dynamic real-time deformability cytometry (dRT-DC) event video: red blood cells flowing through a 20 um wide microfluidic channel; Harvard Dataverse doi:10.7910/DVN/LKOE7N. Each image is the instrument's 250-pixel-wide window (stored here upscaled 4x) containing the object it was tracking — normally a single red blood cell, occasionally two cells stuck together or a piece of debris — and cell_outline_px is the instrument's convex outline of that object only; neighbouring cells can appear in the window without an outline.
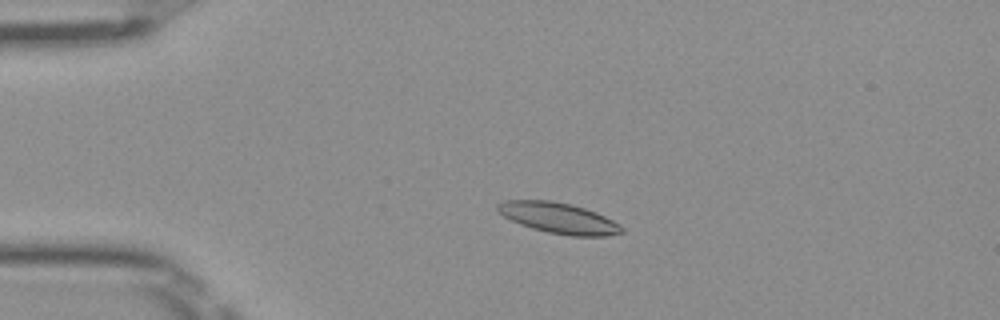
{"species": "Egyptian fruit bat (a non-hibernating species)", "species_latin": "Rousettus aegyptiacus", "temperature_condition": "room temperature", "stored_images_in_passage": 51, "camera_frame_rate_fps": 3000, "um_per_image_px": 0.085, "frame": {"image": 1, "passage_image": 12, "time_ms": 3.667, "image_size_px": [1000, 320], "cell_outline_px": [[624, 232], [608, 236], [572, 236], [548, 232], [532, 228], [520, 224], [504, 216], [496, 208], [496, 204], [504, 200], [552, 200], [572, 204], [596, 212], [620, 224], [624, 228]], "centroid_in_image_um": [47.5, 18.53], "position_along_channel_um": 37.5, "area_um2": 22.25}}
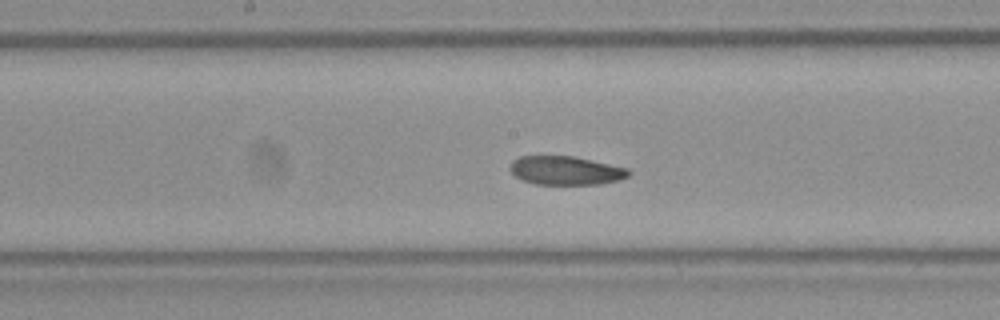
{"frame": {"image": 2, "passage_image": 27, "time_ms": 8.667, "image_size_px": [1000, 320], "cell_outline_px": [[632, 172], [628, 176], [620, 180], [600, 184], [536, 184], [524, 180], [516, 176], [508, 168], [512, 160], [520, 156], [576, 156], [628, 168]], "centroid_in_image_um": [48.11, 14.48], "position_along_channel_um": 200.1, "area_um2": 19.94}}
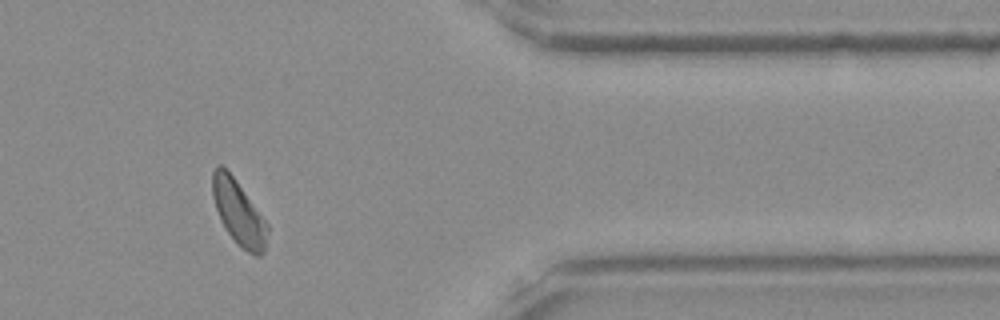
{"frame": {"image": 3, "passage_image": 43, "time_ms": 14.0, "image_size_px": [1000, 320], "cell_outline_px": [[268, 232], [264, 252], [260, 256], [256, 256], [248, 252], [228, 232], [220, 220], [212, 196], [212, 172], [216, 164], [220, 164], [236, 180], [268, 224]], "centroid_in_image_um": [20.28, 18.05], "position_along_channel_um": 391.1, "area_um2": 20.29}, "authors_computed_cell_mechanics": {"area_um2": 21.0392, "velocity_mm_per_s": 3.993, "shape_relaxation_time_tau1_ms": 5.0129, "shape_relaxation_time_tau2_ms": null, "deformation_change_tau1": 0.1093, "deformation_change_tau2": null}}